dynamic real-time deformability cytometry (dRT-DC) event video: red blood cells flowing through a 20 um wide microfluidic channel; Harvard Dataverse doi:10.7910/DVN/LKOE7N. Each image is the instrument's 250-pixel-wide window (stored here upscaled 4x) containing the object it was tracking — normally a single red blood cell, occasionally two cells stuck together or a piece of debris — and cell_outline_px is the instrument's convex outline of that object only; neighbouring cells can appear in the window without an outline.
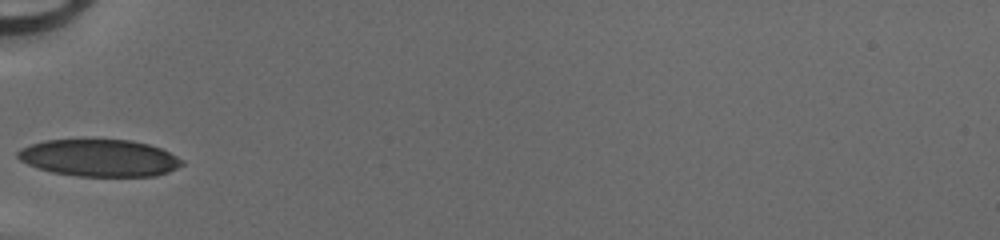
{"species": "human", "species_latin": "Homo sapiens", "temperature_condition": "cold", "stored_images_in_passage": 24, "camera_frame_rate_fps": 3000, "um_per_image_px": 0.085, "donor": {"sex": "male"}, "frame": {"image": 1, "passage_image": 1, "time_ms": 0.0, "image_size_px": [1000, 240], "cell_outline_px": [[184, 164], [168, 172], [156, 176], [76, 176], [52, 172], [36, 168], [20, 160], [16, 156], [16, 152], [20, 148], [44, 140], [132, 140], [148, 144], [160, 148], [184, 160]], "centroid_in_image_um": [8.43, 13.43], "position_along_channel_um": 76.6, "area_um2": 35.49}}
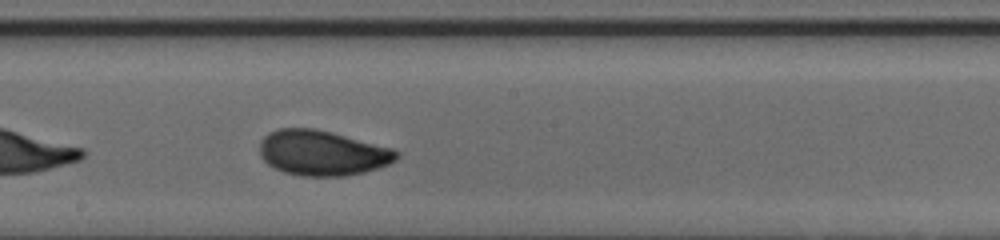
{"frame": {"image": 2, "passage_image": 11, "time_ms": 3.333, "image_size_px": [1000, 240], "cell_outline_px": [[400, 156], [396, 160], [388, 164], [364, 172], [344, 176], [300, 176], [284, 172], [268, 164], [260, 156], [260, 140], [268, 132], [280, 128], [312, 128], [332, 132], [392, 148], [400, 152]], "centroid_in_image_um": [27.39, 12.99], "position_along_channel_um": 220.8, "area_um2": 36.07}}
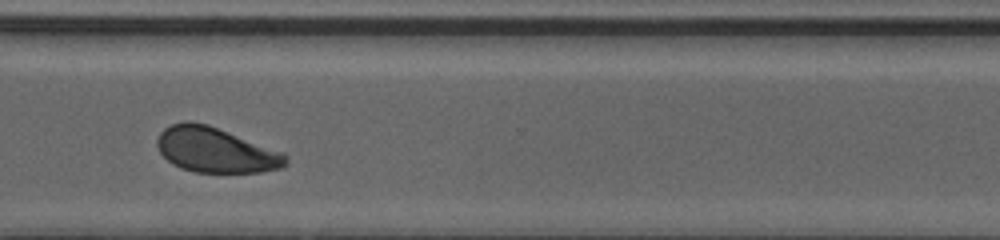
{"frame": {"image": 3, "passage_image": 20, "time_ms": 6.333, "image_size_px": [1000, 240], "cell_outline_px": [[288, 164], [280, 168], [260, 172], [196, 172], [180, 168], [172, 164], [160, 152], [156, 144], [156, 140], [160, 132], [164, 128], [172, 124], [208, 124], [284, 152], [288, 156]], "centroid_in_image_um": [18.37, 12.78], "position_along_channel_um": 352.2, "area_um2": 33.47}}